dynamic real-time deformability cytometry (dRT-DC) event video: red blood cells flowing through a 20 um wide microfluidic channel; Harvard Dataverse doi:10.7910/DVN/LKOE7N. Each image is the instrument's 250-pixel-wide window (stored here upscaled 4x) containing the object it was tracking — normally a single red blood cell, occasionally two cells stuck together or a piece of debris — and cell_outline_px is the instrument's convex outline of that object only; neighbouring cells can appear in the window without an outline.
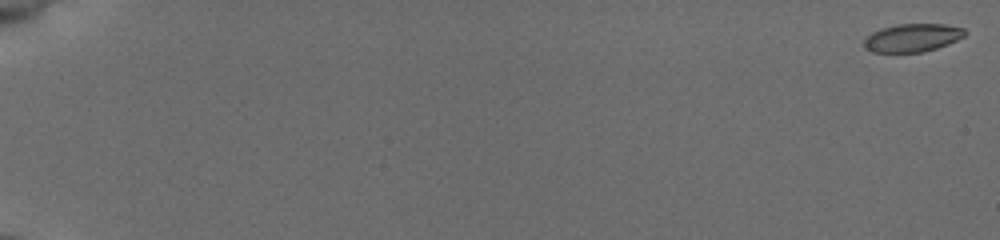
{"species": "common noctule bat (a hibernating species)", "species_latin": "Nyctalus noctula", "temperature_condition": "cold", "stored_images_in_passage": 13, "camera_frame_rate_fps": 3000, "um_per_image_px": 0.085, "animal": {"sex": "female", "body_mass_g": 19.5, "forearm_length_mm": 54.1}, "frame": {"image": 1, "passage_image": 1, "time_ms": 0.0, "image_size_px": [1000, 240], "cell_outline_px": [[968, 32], [964, 36], [948, 44], [924, 52], [872, 52], [864, 48], [864, 40], [872, 32], [880, 28], [896, 24], [944, 24], [964, 28]], "centroid_in_image_um": [77.55, 3.2], "position_along_channel_um": 7.4, "area_um2": 16.59}}